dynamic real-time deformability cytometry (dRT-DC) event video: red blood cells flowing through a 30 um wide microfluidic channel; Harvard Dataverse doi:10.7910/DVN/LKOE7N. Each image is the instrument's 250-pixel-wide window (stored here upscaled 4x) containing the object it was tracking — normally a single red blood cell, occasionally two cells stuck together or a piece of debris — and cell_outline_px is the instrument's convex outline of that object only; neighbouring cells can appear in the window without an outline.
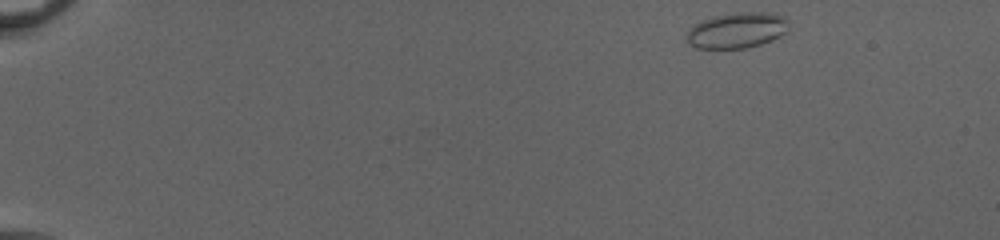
{"species": "common noctule bat (a hibernating species)", "species_latin": "Nyctalus noctula", "temperature_condition": "cold", "stored_images_in_passage": 46, "camera_frame_rate_fps": 3000, "um_per_image_px": 0.085, "animal": {"sex": "female", "body_mass_g": 20.0, "forearm_length_mm": 54.0}, "frame": {"image": 1, "passage_image": 1, "time_ms": 0.0, "image_size_px": [1000, 240], "cell_outline_px": [[788, 28], [780, 36], [772, 40], [748, 48], [696, 48], [688, 40], [688, 32], [692, 24], [700, 20], [716, 16], [736, 12], [776, 12], [784, 16], [788, 20]], "centroid_in_image_um": [62.68, 2.55], "position_along_channel_um": 22.3, "area_um2": 21.27}}
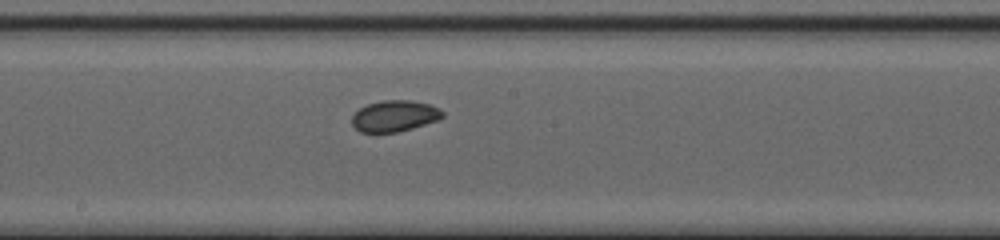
{"frame": {"image": 2, "passage_image": 25, "time_ms": 8.0, "image_size_px": [1000, 240], "cell_outline_px": [[444, 116], [440, 120], [412, 128], [396, 132], [360, 132], [352, 124], [352, 116], [360, 108], [368, 104], [384, 100], [412, 100], [428, 104], [440, 108], [444, 112]], "centroid_in_image_um": [33.58, 9.85], "position_along_channel_um": 214.6, "area_um2": 16.47}}
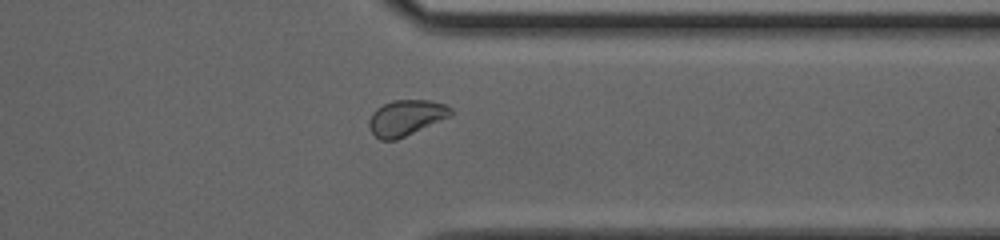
{"frame": {"image": 3, "passage_image": 37, "time_ms": 12.0, "image_size_px": [1000, 240], "cell_outline_px": [[452, 116], [396, 140], [380, 140], [368, 128], [368, 120], [372, 112], [376, 108], [392, 100], [432, 100], [444, 104], [452, 108]], "centroid_in_image_um": [34.5, 10.0], "position_along_channel_um": 376.9, "area_um2": 17.17}, "authors_computed_cell_mechanics": {"area_um2": 17.2244, "velocity_mm_per_s": 4.0649, "shape_relaxation_time_tau1_ms": 3.7024, "shape_relaxation_time_tau2_ms": 1.6897, "deformation_change_tau1": 0.0713, "deformation_change_tau2": 0.0426}}